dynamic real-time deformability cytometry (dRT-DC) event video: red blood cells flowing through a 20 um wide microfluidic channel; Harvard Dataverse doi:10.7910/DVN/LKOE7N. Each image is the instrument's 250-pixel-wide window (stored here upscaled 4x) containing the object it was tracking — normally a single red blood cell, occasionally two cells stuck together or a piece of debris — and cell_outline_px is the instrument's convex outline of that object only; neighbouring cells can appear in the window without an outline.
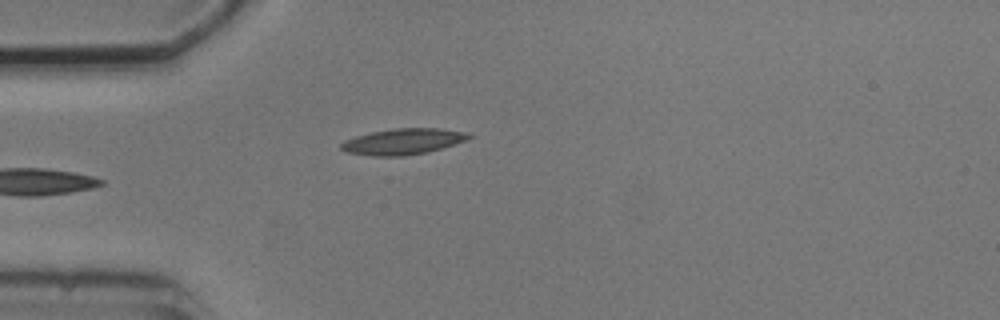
{"species": "common noctule bat (a hibernating species)", "species_latin": "Nyctalus noctula", "temperature_condition": "cold", "stored_images_in_passage": 7, "camera_frame_rate_fps": 3000, "um_per_image_px": 0.085, "animal": {"sex": "male", "body_mass_g": 20.5, "forearm_length_mm": 52.5}, "frame": {"image": 1, "passage_image": 5, "time_ms": 5.667, "image_size_px": [1000, 320], "cell_outline_px": [[476, 136], [428, 152], [404, 156], [372, 156], [344, 152], [340, 148], [340, 144], [344, 140], [356, 136], [372, 132], [392, 128], [440, 128], [472, 132]], "centroid_in_image_um": [34.27, 12.02], "position_along_channel_um": 50.7, "area_um2": 19.54}}
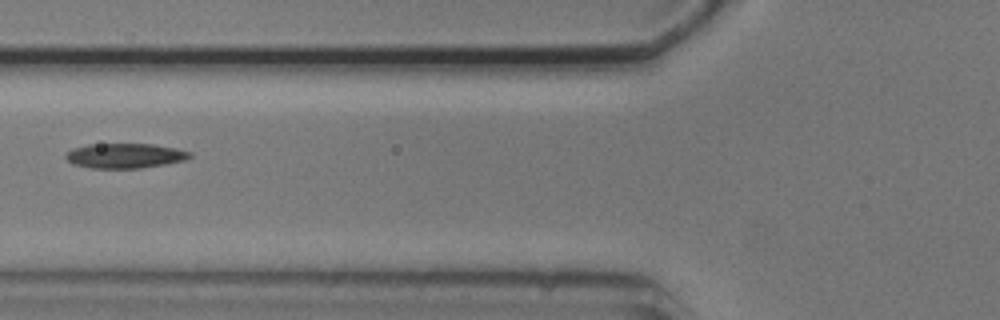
{"frame": {"image": 2, "passage_image": 7, "time_ms": 7.667, "image_size_px": [1000, 320], "cell_outline_px": [[192, 156], [184, 160], [164, 164], [140, 168], [92, 168], [72, 164], [64, 156], [72, 148], [88, 144], [152, 144], [176, 148], [192, 152]], "centroid_in_image_um": [10.61, 13.23], "position_along_channel_um": 115.2, "area_um2": 17.92}}